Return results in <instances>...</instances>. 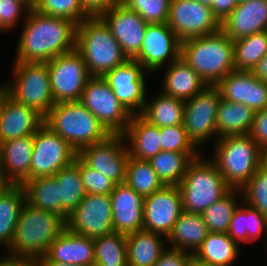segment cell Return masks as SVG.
Segmentation results:
<instances>
[{
    "instance_id": "6da1fadb",
    "label": "cell",
    "mask_w": 267,
    "mask_h": 266,
    "mask_svg": "<svg viewBox=\"0 0 267 266\" xmlns=\"http://www.w3.org/2000/svg\"><path fill=\"white\" fill-rule=\"evenodd\" d=\"M22 22L15 62L47 63L75 50L77 25L73 21L30 10Z\"/></svg>"
},
{
    "instance_id": "7a4b0ae2",
    "label": "cell",
    "mask_w": 267,
    "mask_h": 266,
    "mask_svg": "<svg viewBox=\"0 0 267 266\" xmlns=\"http://www.w3.org/2000/svg\"><path fill=\"white\" fill-rule=\"evenodd\" d=\"M180 57L208 86H215L235 70L234 42L222 30L181 42Z\"/></svg>"
},
{
    "instance_id": "3957f363",
    "label": "cell",
    "mask_w": 267,
    "mask_h": 266,
    "mask_svg": "<svg viewBox=\"0 0 267 266\" xmlns=\"http://www.w3.org/2000/svg\"><path fill=\"white\" fill-rule=\"evenodd\" d=\"M65 228L66 221L61 216L25 202L6 250L13 255L39 259Z\"/></svg>"
},
{
    "instance_id": "277c9868",
    "label": "cell",
    "mask_w": 267,
    "mask_h": 266,
    "mask_svg": "<svg viewBox=\"0 0 267 266\" xmlns=\"http://www.w3.org/2000/svg\"><path fill=\"white\" fill-rule=\"evenodd\" d=\"M75 50L82 56L90 76L103 77L128 60L119 42L98 16L77 25Z\"/></svg>"
},
{
    "instance_id": "5b68a950",
    "label": "cell",
    "mask_w": 267,
    "mask_h": 266,
    "mask_svg": "<svg viewBox=\"0 0 267 266\" xmlns=\"http://www.w3.org/2000/svg\"><path fill=\"white\" fill-rule=\"evenodd\" d=\"M44 124L77 153L86 146L105 141L111 135L80 101L53 105L44 116Z\"/></svg>"
},
{
    "instance_id": "8992f818",
    "label": "cell",
    "mask_w": 267,
    "mask_h": 266,
    "mask_svg": "<svg viewBox=\"0 0 267 266\" xmlns=\"http://www.w3.org/2000/svg\"><path fill=\"white\" fill-rule=\"evenodd\" d=\"M210 158L232 189H241L260 168L261 148L249 135L215 139Z\"/></svg>"
},
{
    "instance_id": "52a82bcc",
    "label": "cell",
    "mask_w": 267,
    "mask_h": 266,
    "mask_svg": "<svg viewBox=\"0 0 267 266\" xmlns=\"http://www.w3.org/2000/svg\"><path fill=\"white\" fill-rule=\"evenodd\" d=\"M203 157L201 154L190 163L178 185L183 211L202 214L232 189L215 163Z\"/></svg>"
},
{
    "instance_id": "ba28073f",
    "label": "cell",
    "mask_w": 267,
    "mask_h": 266,
    "mask_svg": "<svg viewBox=\"0 0 267 266\" xmlns=\"http://www.w3.org/2000/svg\"><path fill=\"white\" fill-rule=\"evenodd\" d=\"M13 65L12 82L4 83L2 90L45 116L55 105L47 63L14 61Z\"/></svg>"
},
{
    "instance_id": "9c48e42d",
    "label": "cell",
    "mask_w": 267,
    "mask_h": 266,
    "mask_svg": "<svg viewBox=\"0 0 267 266\" xmlns=\"http://www.w3.org/2000/svg\"><path fill=\"white\" fill-rule=\"evenodd\" d=\"M80 102L111 135H122L127 129L132 115L122 106L103 77L89 78Z\"/></svg>"
},
{
    "instance_id": "30bf717a",
    "label": "cell",
    "mask_w": 267,
    "mask_h": 266,
    "mask_svg": "<svg viewBox=\"0 0 267 266\" xmlns=\"http://www.w3.org/2000/svg\"><path fill=\"white\" fill-rule=\"evenodd\" d=\"M55 104L80 101L91 77L82 56L73 50L47 62Z\"/></svg>"
},
{
    "instance_id": "8fae6325",
    "label": "cell",
    "mask_w": 267,
    "mask_h": 266,
    "mask_svg": "<svg viewBox=\"0 0 267 266\" xmlns=\"http://www.w3.org/2000/svg\"><path fill=\"white\" fill-rule=\"evenodd\" d=\"M77 155L68 142L43 124L34 134L30 180L54 176L64 167L71 165Z\"/></svg>"
},
{
    "instance_id": "7c38bea8",
    "label": "cell",
    "mask_w": 267,
    "mask_h": 266,
    "mask_svg": "<svg viewBox=\"0 0 267 266\" xmlns=\"http://www.w3.org/2000/svg\"><path fill=\"white\" fill-rule=\"evenodd\" d=\"M220 101L221 95L215 86H207L185 101L183 124L189 139L200 151L210 138L217 137L216 115Z\"/></svg>"
},
{
    "instance_id": "4fadbf2b",
    "label": "cell",
    "mask_w": 267,
    "mask_h": 266,
    "mask_svg": "<svg viewBox=\"0 0 267 266\" xmlns=\"http://www.w3.org/2000/svg\"><path fill=\"white\" fill-rule=\"evenodd\" d=\"M167 24L181 42L221 30L212 9L197 0H171Z\"/></svg>"
},
{
    "instance_id": "5bb4252c",
    "label": "cell",
    "mask_w": 267,
    "mask_h": 266,
    "mask_svg": "<svg viewBox=\"0 0 267 266\" xmlns=\"http://www.w3.org/2000/svg\"><path fill=\"white\" fill-rule=\"evenodd\" d=\"M66 227L71 232L91 239L113 233L110 195L86 194L69 215Z\"/></svg>"
},
{
    "instance_id": "9a60e30c",
    "label": "cell",
    "mask_w": 267,
    "mask_h": 266,
    "mask_svg": "<svg viewBox=\"0 0 267 266\" xmlns=\"http://www.w3.org/2000/svg\"><path fill=\"white\" fill-rule=\"evenodd\" d=\"M146 72L148 71L138 61L128 59L103 76L119 102L131 115H139L147 100Z\"/></svg>"
},
{
    "instance_id": "2e32d148",
    "label": "cell",
    "mask_w": 267,
    "mask_h": 266,
    "mask_svg": "<svg viewBox=\"0 0 267 266\" xmlns=\"http://www.w3.org/2000/svg\"><path fill=\"white\" fill-rule=\"evenodd\" d=\"M180 54L181 41L167 23L148 24L140 51L133 60L148 73H154L177 60Z\"/></svg>"
},
{
    "instance_id": "e0dca14e",
    "label": "cell",
    "mask_w": 267,
    "mask_h": 266,
    "mask_svg": "<svg viewBox=\"0 0 267 266\" xmlns=\"http://www.w3.org/2000/svg\"><path fill=\"white\" fill-rule=\"evenodd\" d=\"M78 156L116 185L125 183L129 154L123 135H110L105 141L86 146Z\"/></svg>"
},
{
    "instance_id": "ac0fdd59",
    "label": "cell",
    "mask_w": 267,
    "mask_h": 266,
    "mask_svg": "<svg viewBox=\"0 0 267 266\" xmlns=\"http://www.w3.org/2000/svg\"><path fill=\"white\" fill-rule=\"evenodd\" d=\"M119 42L123 53L133 59L140 51L148 23L121 2L98 16Z\"/></svg>"
},
{
    "instance_id": "d6986e66",
    "label": "cell",
    "mask_w": 267,
    "mask_h": 266,
    "mask_svg": "<svg viewBox=\"0 0 267 266\" xmlns=\"http://www.w3.org/2000/svg\"><path fill=\"white\" fill-rule=\"evenodd\" d=\"M182 211L179 187L164 186L150 196L144 197L143 230L166 238Z\"/></svg>"
},
{
    "instance_id": "ffe728a7",
    "label": "cell",
    "mask_w": 267,
    "mask_h": 266,
    "mask_svg": "<svg viewBox=\"0 0 267 266\" xmlns=\"http://www.w3.org/2000/svg\"><path fill=\"white\" fill-rule=\"evenodd\" d=\"M215 87L221 98L241 103L254 112L267 108V84L251 71L234 70L221 79Z\"/></svg>"
},
{
    "instance_id": "44dd1931",
    "label": "cell",
    "mask_w": 267,
    "mask_h": 266,
    "mask_svg": "<svg viewBox=\"0 0 267 266\" xmlns=\"http://www.w3.org/2000/svg\"><path fill=\"white\" fill-rule=\"evenodd\" d=\"M44 124V116L34 108L16 102L0 92V144L19 137L34 135Z\"/></svg>"
},
{
    "instance_id": "7402d4cb",
    "label": "cell",
    "mask_w": 267,
    "mask_h": 266,
    "mask_svg": "<svg viewBox=\"0 0 267 266\" xmlns=\"http://www.w3.org/2000/svg\"><path fill=\"white\" fill-rule=\"evenodd\" d=\"M110 197L114 232L127 235L143 230L144 197L126 183L116 185Z\"/></svg>"
},
{
    "instance_id": "603a6c76",
    "label": "cell",
    "mask_w": 267,
    "mask_h": 266,
    "mask_svg": "<svg viewBox=\"0 0 267 266\" xmlns=\"http://www.w3.org/2000/svg\"><path fill=\"white\" fill-rule=\"evenodd\" d=\"M34 135L11 139L0 144V170L11 185L30 180Z\"/></svg>"
},
{
    "instance_id": "cb8c5ba5",
    "label": "cell",
    "mask_w": 267,
    "mask_h": 266,
    "mask_svg": "<svg viewBox=\"0 0 267 266\" xmlns=\"http://www.w3.org/2000/svg\"><path fill=\"white\" fill-rule=\"evenodd\" d=\"M232 41L267 31V0H251L238 6L221 22Z\"/></svg>"
},
{
    "instance_id": "d4e9b609",
    "label": "cell",
    "mask_w": 267,
    "mask_h": 266,
    "mask_svg": "<svg viewBox=\"0 0 267 266\" xmlns=\"http://www.w3.org/2000/svg\"><path fill=\"white\" fill-rule=\"evenodd\" d=\"M38 261L94 266V239L71 232L66 227Z\"/></svg>"
},
{
    "instance_id": "484cf974",
    "label": "cell",
    "mask_w": 267,
    "mask_h": 266,
    "mask_svg": "<svg viewBox=\"0 0 267 266\" xmlns=\"http://www.w3.org/2000/svg\"><path fill=\"white\" fill-rule=\"evenodd\" d=\"M166 67L160 90L167 96L186 101L208 86L181 57Z\"/></svg>"
},
{
    "instance_id": "4316f807",
    "label": "cell",
    "mask_w": 267,
    "mask_h": 266,
    "mask_svg": "<svg viewBox=\"0 0 267 266\" xmlns=\"http://www.w3.org/2000/svg\"><path fill=\"white\" fill-rule=\"evenodd\" d=\"M127 144L129 157L149 161L159 152V127L150 124L140 115H132L127 129L122 134Z\"/></svg>"
},
{
    "instance_id": "83f0119b",
    "label": "cell",
    "mask_w": 267,
    "mask_h": 266,
    "mask_svg": "<svg viewBox=\"0 0 267 266\" xmlns=\"http://www.w3.org/2000/svg\"><path fill=\"white\" fill-rule=\"evenodd\" d=\"M208 234L202 214L182 211L166 237L169 248L194 254Z\"/></svg>"
},
{
    "instance_id": "f1b7e54d",
    "label": "cell",
    "mask_w": 267,
    "mask_h": 266,
    "mask_svg": "<svg viewBox=\"0 0 267 266\" xmlns=\"http://www.w3.org/2000/svg\"><path fill=\"white\" fill-rule=\"evenodd\" d=\"M165 239V240H163ZM163 235L140 230L126 235V255L128 266H154L166 250Z\"/></svg>"
},
{
    "instance_id": "f546056e",
    "label": "cell",
    "mask_w": 267,
    "mask_h": 266,
    "mask_svg": "<svg viewBox=\"0 0 267 266\" xmlns=\"http://www.w3.org/2000/svg\"><path fill=\"white\" fill-rule=\"evenodd\" d=\"M227 234L239 246L240 242L253 243L267 235V217L242 200L233 213Z\"/></svg>"
},
{
    "instance_id": "4dcf8cb0",
    "label": "cell",
    "mask_w": 267,
    "mask_h": 266,
    "mask_svg": "<svg viewBox=\"0 0 267 266\" xmlns=\"http://www.w3.org/2000/svg\"><path fill=\"white\" fill-rule=\"evenodd\" d=\"M254 111L241 103L228 102L221 98L216 115L217 138L248 135Z\"/></svg>"
},
{
    "instance_id": "1f68e13d",
    "label": "cell",
    "mask_w": 267,
    "mask_h": 266,
    "mask_svg": "<svg viewBox=\"0 0 267 266\" xmlns=\"http://www.w3.org/2000/svg\"><path fill=\"white\" fill-rule=\"evenodd\" d=\"M240 249V246L227 233L208 232L193 257L217 266H231L238 260Z\"/></svg>"
},
{
    "instance_id": "d6a6232c",
    "label": "cell",
    "mask_w": 267,
    "mask_h": 266,
    "mask_svg": "<svg viewBox=\"0 0 267 266\" xmlns=\"http://www.w3.org/2000/svg\"><path fill=\"white\" fill-rule=\"evenodd\" d=\"M185 101L162 92L151 100H146L143 111L139 114L152 125L170 127L184 122Z\"/></svg>"
},
{
    "instance_id": "836d02e7",
    "label": "cell",
    "mask_w": 267,
    "mask_h": 266,
    "mask_svg": "<svg viewBox=\"0 0 267 266\" xmlns=\"http://www.w3.org/2000/svg\"><path fill=\"white\" fill-rule=\"evenodd\" d=\"M25 202L22 185L10 184L0 193V247H9Z\"/></svg>"
},
{
    "instance_id": "e575fe53",
    "label": "cell",
    "mask_w": 267,
    "mask_h": 266,
    "mask_svg": "<svg viewBox=\"0 0 267 266\" xmlns=\"http://www.w3.org/2000/svg\"><path fill=\"white\" fill-rule=\"evenodd\" d=\"M59 186L62 206V218L67 221L69 215L77 208L86 195L79 171V156L75 161L53 176Z\"/></svg>"
},
{
    "instance_id": "d590c367",
    "label": "cell",
    "mask_w": 267,
    "mask_h": 266,
    "mask_svg": "<svg viewBox=\"0 0 267 266\" xmlns=\"http://www.w3.org/2000/svg\"><path fill=\"white\" fill-rule=\"evenodd\" d=\"M201 154L161 151L148 162L165 186H178L190 163Z\"/></svg>"
},
{
    "instance_id": "8d00e7d4",
    "label": "cell",
    "mask_w": 267,
    "mask_h": 266,
    "mask_svg": "<svg viewBox=\"0 0 267 266\" xmlns=\"http://www.w3.org/2000/svg\"><path fill=\"white\" fill-rule=\"evenodd\" d=\"M26 202L62 217L59 186L53 176L37 177L22 184Z\"/></svg>"
},
{
    "instance_id": "74e56055",
    "label": "cell",
    "mask_w": 267,
    "mask_h": 266,
    "mask_svg": "<svg viewBox=\"0 0 267 266\" xmlns=\"http://www.w3.org/2000/svg\"><path fill=\"white\" fill-rule=\"evenodd\" d=\"M242 200L241 189H231L221 199L209 206L202 213L208 232L227 233L233 213Z\"/></svg>"
},
{
    "instance_id": "f35d334b",
    "label": "cell",
    "mask_w": 267,
    "mask_h": 266,
    "mask_svg": "<svg viewBox=\"0 0 267 266\" xmlns=\"http://www.w3.org/2000/svg\"><path fill=\"white\" fill-rule=\"evenodd\" d=\"M125 183L142 197H147L165 185L159 179L148 161L128 158Z\"/></svg>"
},
{
    "instance_id": "ab89813d",
    "label": "cell",
    "mask_w": 267,
    "mask_h": 266,
    "mask_svg": "<svg viewBox=\"0 0 267 266\" xmlns=\"http://www.w3.org/2000/svg\"><path fill=\"white\" fill-rule=\"evenodd\" d=\"M94 266H128L126 235L113 232L94 239Z\"/></svg>"
},
{
    "instance_id": "60d3db41",
    "label": "cell",
    "mask_w": 267,
    "mask_h": 266,
    "mask_svg": "<svg viewBox=\"0 0 267 266\" xmlns=\"http://www.w3.org/2000/svg\"><path fill=\"white\" fill-rule=\"evenodd\" d=\"M234 42V67L237 71H251L267 54V31L255 33Z\"/></svg>"
},
{
    "instance_id": "b9f144b4",
    "label": "cell",
    "mask_w": 267,
    "mask_h": 266,
    "mask_svg": "<svg viewBox=\"0 0 267 266\" xmlns=\"http://www.w3.org/2000/svg\"><path fill=\"white\" fill-rule=\"evenodd\" d=\"M35 10L48 16L66 18L76 25L91 17L81 0H38Z\"/></svg>"
},
{
    "instance_id": "7bdbcfd3",
    "label": "cell",
    "mask_w": 267,
    "mask_h": 266,
    "mask_svg": "<svg viewBox=\"0 0 267 266\" xmlns=\"http://www.w3.org/2000/svg\"><path fill=\"white\" fill-rule=\"evenodd\" d=\"M171 0H120L137 12L148 24L167 23Z\"/></svg>"
},
{
    "instance_id": "ee69618b",
    "label": "cell",
    "mask_w": 267,
    "mask_h": 266,
    "mask_svg": "<svg viewBox=\"0 0 267 266\" xmlns=\"http://www.w3.org/2000/svg\"><path fill=\"white\" fill-rule=\"evenodd\" d=\"M241 191L243 201L267 217V171L260 167Z\"/></svg>"
},
{
    "instance_id": "f6af8a7d",
    "label": "cell",
    "mask_w": 267,
    "mask_h": 266,
    "mask_svg": "<svg viewBox=\"0 0 267 266\" xmlns=\"http://www.w3.org/2000/svg\"><path fill=\"white\" fill-rule=\"evenodd\" d=\"M162 151L202 153L189 139L184 124L159 128Z\"/></svg>"
},
{
    "instance_id": "bcb514c9",
    "label": "cell",
    "mask_w": 267,
    "mask_h": 266,
    "mask_svg": "<svg viewBox=\"0 0 267 266\" xmlns=\"http://www.w3.org/2000/svg\"><path fill=\"white\" fill-rule=\"evenodd\" d=\"M79 171L86 194L110 195L116 186L105 174L89 167L80 157Z\"/></svg>"
},
{
    "instance_id": "7dc6e473",
    "label": "cell",
    "mask_w": 267,
    "mask_h": 266,
    "mask_svg": "<svg viewBox=\"0 0 267 266\" xmlns=\"http://www.w3.org/2000/svg\"><path fill=\"white\" fill-rule=\"evenodd\" d=\"M29 11L17 0H0V31L6 33L15 30L13 28H17L22 18L26 19Z\"/></svg>"
},
{
    "instance_id": "c3c4849f",
    "label": "cell",
    "mask_w": 267,
    "mask_h": 266,
    "mask_svg": "<svg viewBox=\"0 0 267 266\" xmlns=\"http://www.w3.org/2000/svg\"><path fill=\"white\" fill-rule=\"evenodd\" d=\"M248 135L261 149L267 146V108L255 111Z\"/></svg>"
},
{
    "instance_id": "681fc988",
    "label": "cell",
    "mask_w": 267,
    "mask_h": 266,
    "mask_svg": "<svg viewBox=\"0 0 267 266\" xmlns=\"http://www.w3.org/2000/svg\"><path fill=\"white\" fill-rule=\"evenodd\" d=\"M192 258L191 252L167 247L154 266H190Z\"/></svg>"
},
{
    "instance_id": "f907efd6",
    "label": "cell",
    "mask_w": 267,
    "mask_h": 266,
    "mask_svg": "<svg viewBox=\"0 0 267 266\" xmlns=\"http://www.w3.org/2000/svg\"><path fill=\"white\" fill-rule=\"evenodd\" d=\"M84 10L91 16L96 17L109 10L120 0H81Z\"/></svg>"
},
{
    "instance_id": "816d5d0a",
    "label": "cell",
    "mask_w": 267,
    "mask_h": 266,
    "mask_svg": "<svg viewBox=\"0 0 267 266\" xmlns=\"http://www.w3.org/2000/svg\"><path fill=\"white\" fill-rule=\"evenodd\" d=\"M237 6L238 0H214L210 8L221 23Z\"/></svg>"
},
{
    "instance_id": "f5cc1de1",
    "label": "cell",
    "mask_w": 267,
    "mask_h": 266,
    "mask_svg": "<svg viewBox=\"0 0 267 266\" xmlns=\"http://www.w3.org/2000/svg\"><path fill=\"white\" fill-rule=\"evenodd\" d=\"M0 266H39L37 258L13 255L10 253L0 257Z\"/></svg>"
},
{
    "instance_id": "db71d44e",
    "label": "cell",
    "mask_w": 267,
    "mask_h": 266,
    "mask_svg": "<svg viewBox=\"0 0 267 266\" xmlns=\"http://www.w3.org/2000/svg\"><path fill=\"white\" fill-rule=\"evenodd\" d=\"M251 72L267 84V54L255 64Z\"/></svg>"
},
{
    "instance_id": "11a10c76",
    "label": "cell",
    "mask_w": 267,
    "mask_h": 266,
    "mask_svg": "<svg viewBox=\"0 0 267 266\" xmlns=\"http://www.w3.org/2000/svg\"><path fill=\"white\" fill-rule=\"evenodd\" d=\"M39 266H81V265L68 264L56 261H39Z\"/></svg>"
},
{
    "instance_id": "9f6ffc18",
    "label": "cell",
    "mask_w": 267,
    "mask_h": 266,
    "mask_svg": "<svg viewBox=\"0 0 267 266\" xmlns=\"http://www.w3.org/2000/svg\"><path fill=\"white\" fill-rule=\"evenodd\" d=\"M260 167L267 171V146L261 149Z\"/></svg>"
},
{
    "instance_id": "6f0895ef",
    "label": "cell",
    "mask_w": 267,
    "mask_h": 266,
    "mask_svg": "<svg viewBox=\"0 0 267 266\" xmlns=\"http://www.w3.org/2000/svg\"><path fill=\"white\" fill-rule=\"evenodd\" d=\"M26 6L29 10H35L38 0H17Z\"/></svg>"
},
{
    "instance_id": "680465c9",
    "label": "cell",
    "mask_w": 267,
    "mask_h": 266,
    "mask_svg": "<svg viewBox=\"0 0 267 266\" xmlns=\"http://www.w3.org/2000/svg\"><path fill=\"white\" fill-rule=\"evenodd\" d=\"M190 266H217V265L205 263V262L199 261L193 257Z\"/></svg>"
},
{
    "instance_id": "91938a15",
    "label": "cell",
    "mask_w": 267,
    "mask_h": 266,
    "mask_svg": "<svg viewBox=\"0 0 267 266\" xmlns=\"http://www.w3.org/2000/svg\"><path fill=\"white\" fill-rule=\"evenodd\" d=\"M10 184L4 179L3 174L0 170V193L6 189Z\"/></svg>"
},
{
    "instance_id": "94428289",
    "label": "cell",
    "mask_w": 267,
    "mask_h": 266,
    "mask_svg": "<svg viewBox=\"0 0 267 266\" xmlns=\"http://www.w3.org/2000/svg\"><path fill=\"white\" fill-rule=\"evenodd\" d=\"M197 1H199L201 4L205 6L211 7L214 0H197Z\"/></svg>"
},
{
    "instance_id": "6125c7cd",
    "label": "cell",
    "mask_w": 267,
    "mask_h": 266,
    "mask_svg": "<svg viewBox=\"0 0 267 266\" xmlns=\"http://www.w3.org/2000/svg\"><path fill=\"white\" fill-rule=\"evenodd\" d=\"M248 1H251V0H238V3H244V2H248Z\"/></svg>"
},
{
    "instance_id": "be15d7a7",
    "label": "cell",
    "mask_w": 267,
    "mask_h": 266,
    "mask_svg": "<svg viewBox=\"0 0 267 266\" xmlns=\"http://www.w3.org/2000/svg\"><path fill=\"white\" fill-rule=\"evenodd\" d=\"M2 85H3V84H0V92L2 91Z\"/></svg>"
}]
</instances>
